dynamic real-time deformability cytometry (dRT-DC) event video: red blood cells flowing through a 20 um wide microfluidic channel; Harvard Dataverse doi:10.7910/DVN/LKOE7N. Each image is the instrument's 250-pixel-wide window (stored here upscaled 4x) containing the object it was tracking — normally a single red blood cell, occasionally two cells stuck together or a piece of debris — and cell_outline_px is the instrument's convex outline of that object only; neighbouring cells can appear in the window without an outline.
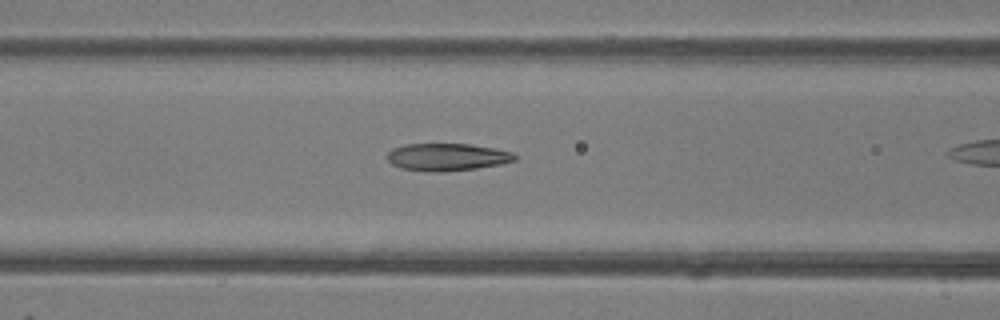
{"species": "common noctule bat (a hibernating species)", "species_latin": "Nyctalus noctula", "temperature_condition": "room temperature", "stored_images_in_passage": 34, "camera_frame_rate_fps": 3000, "um_per_image_px": 0.085, "animal": {"sex": "female"}, "frame": {"image": 1, "passage_image": 15, "time_ms": 4.667, "image_size_px": [1000, 320], "cell_outline_px": [[516, 160], [500, 164], [476, 168], [444, 172], [428, 172], [400, 168], [392, 164], [384, 156], [392, 148], [404, 144], [468, 144], [516, 152]], "centroid_in_image_um": [37.97, 13.35], "position_along_channel_um": 128.6, "area_um2": 20.58}}
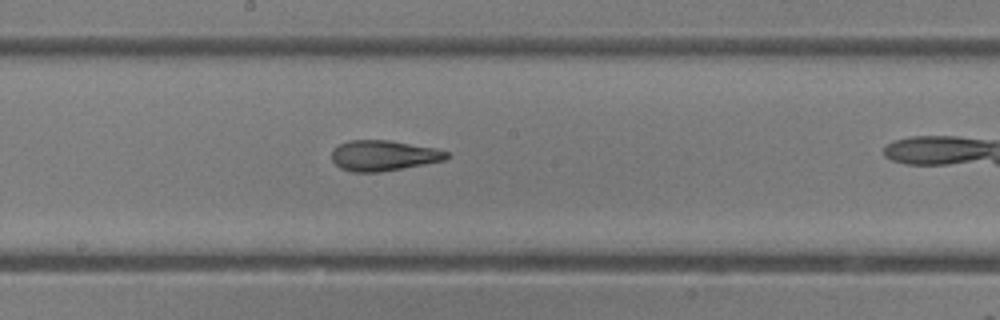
{"frame": {"image": 2, "passage_image": 21, "time_ms": 6.667, "image_size_px": [1000, 320], "cell_outline_px": [[452, 156], [444, 160], [424, 164], [380, 172], [352, 172], [340, 168], [332, 160], [332, 152], [340, 144], [348, 140], [388, 140], [436, 148], [448, 152]], "centroid_in_image_um": [32.61, 13.22], "position_along_channel_um": 215.6, "area_um2": 20.35}}
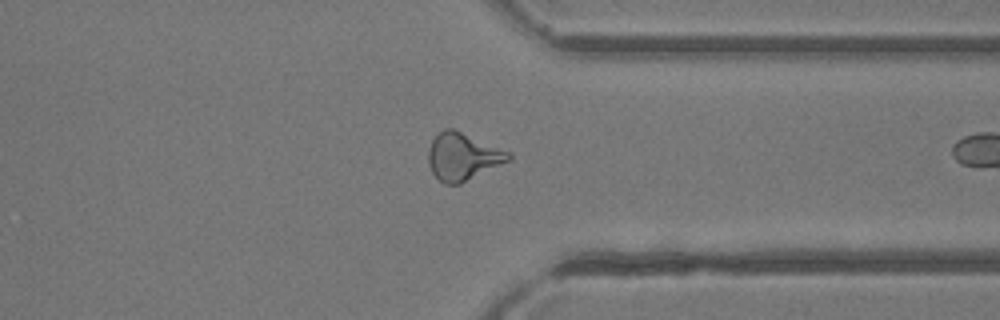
{"frame": {"image": 3, "passage_image": 32, "time_ms": 10.333, "image_size_px": [1000, 320], "cell_outline_px": [[512, 160], [460, 184], [444, 184], [432, 172], [428, 164], [428, 148], [432, 140], [444, 128], [452, 128], [512, 152]], "centroid_in_image_um": [39.37, 13.31], "position_along_channel_um": 372.0, "area_um2": 22.31}}